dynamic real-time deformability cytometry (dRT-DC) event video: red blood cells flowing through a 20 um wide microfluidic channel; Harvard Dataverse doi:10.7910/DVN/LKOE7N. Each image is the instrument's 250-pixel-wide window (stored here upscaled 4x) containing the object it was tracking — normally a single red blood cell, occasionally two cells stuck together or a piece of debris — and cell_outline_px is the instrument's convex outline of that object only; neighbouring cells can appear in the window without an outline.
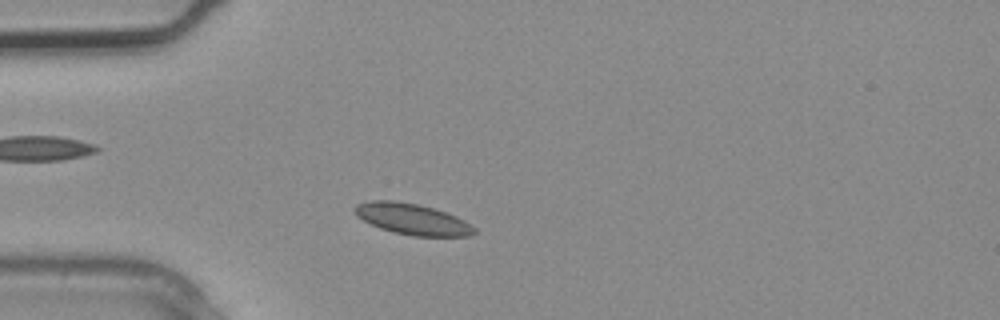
{"species": "common noctule bat (a hibernating species)", "species_latin": "Nyctalus noctula", "temperature_condition": "warm", "stored_images_in_passage": 24, "camera_frame_rate_fps": 3000, "um_per_image_px": 0.085, "animal": {"sex": "male", "body_mass_g": 20.4}, "frame": {"image": 1, "passage_image": 4, "time_ms": 1.0, "image_size_px": [1000, 320], "cell_outline_px": [[476, 232], [468, 236], [412, 236], [392, 232], [380, 228], [356, 216], [352, 208], [356, 204], [368, 200], [392, 200], [420, 204], [456, 216], [464, 220], [476, 228]], "centroid_in_image_um": [35.01, 18.62], "position_along_channel_um": 50.0, "area_um2": 21.73}}